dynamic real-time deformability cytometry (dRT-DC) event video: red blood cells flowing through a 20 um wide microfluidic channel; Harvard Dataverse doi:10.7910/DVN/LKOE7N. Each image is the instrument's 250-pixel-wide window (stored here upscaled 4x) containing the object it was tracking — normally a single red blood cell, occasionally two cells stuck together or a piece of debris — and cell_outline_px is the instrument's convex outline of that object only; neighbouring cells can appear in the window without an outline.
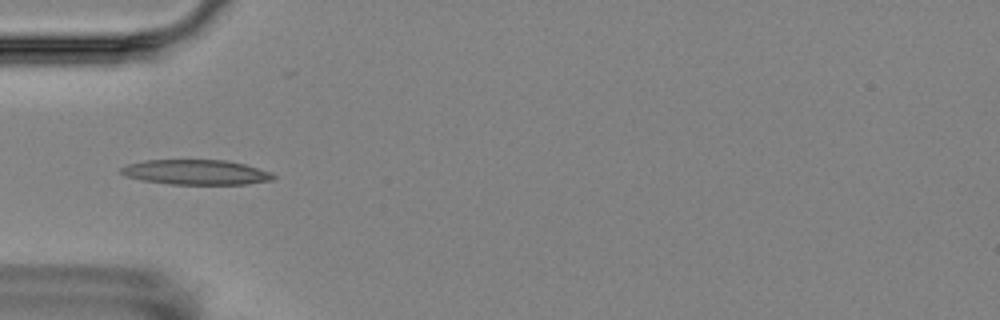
{"species": "Egyptian fruit bat (a non-hibernating species)", "species_latin": "Rousettus aegyptiacus", "temperature_condition": "room temperature", "stored_images_in_passage": 14, "camera_frame_rate_fps": 3000, "um_per_image_px": 0.085, "animal": {"sex": "female"}, "frame": {"image": 1, "passage_image": 4, "time_ms": 3.667, "image_size_px": [1000, 320], "cell_outline_px": [[276, 176], [272, 180], [244, 184], [168, 184], [140, 180], [124, 176], [120, 172], [120, 168], [128, 164], [144, 160], [228, 160], [244, 164], [272, 172]], "centroid_in_image_um": [16.63, 14.64], "position_along_channel_um": 68.4, "area_um2": 22.25}}
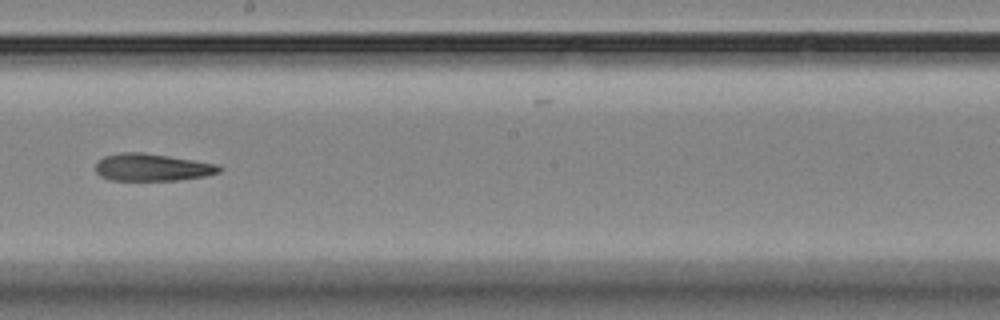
{"frame": {"image": 2, "passage_image": 8, "time_ms": 8.333, "image_size_px": [1000, 320], "cell_outline_px": [[220, 172], [204, 176], [176, 180], [112, 180], [100, 176], [96, 172], [96, 164], [104, 156], [120, 152], [144, 152], [216, 164], [220, 168]], "centroid_in_image_um": [12.88, 14.22], "position_along_channel_um": 235.3, "area_um2": 19.42}}
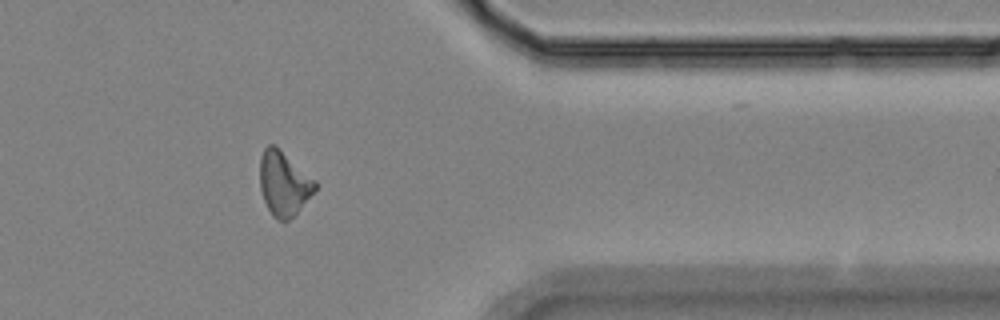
{"frame": {"image": 3, "passage_image": 12, "time_ms": 13.0, "image_size_px": [1000, 320], "cell_outline_px": [[316, 188], [296, 212], [288, 220], [276, 220], [272, 216], [264, 200], [260, 188], [260, 156], [264, 148], [268, 144], [276, 144], [316, 180]], "centroid_in_image_um": [24.1, 15.54], "position_along_channel_um": 387.3, "area_um2": 20.63}, "authors_computed_cell_mechanics": {"area_um2": 20.6924, "velocity_mm_per_s": 3.5668, "shape_relaxation_time_tau1_ms": 4.7038, "shape_relaxation_time_tau2_ms": 3.9018, "deformation_change_tau1": 0.1251, "deformation_change_tau2": 0.1304}}